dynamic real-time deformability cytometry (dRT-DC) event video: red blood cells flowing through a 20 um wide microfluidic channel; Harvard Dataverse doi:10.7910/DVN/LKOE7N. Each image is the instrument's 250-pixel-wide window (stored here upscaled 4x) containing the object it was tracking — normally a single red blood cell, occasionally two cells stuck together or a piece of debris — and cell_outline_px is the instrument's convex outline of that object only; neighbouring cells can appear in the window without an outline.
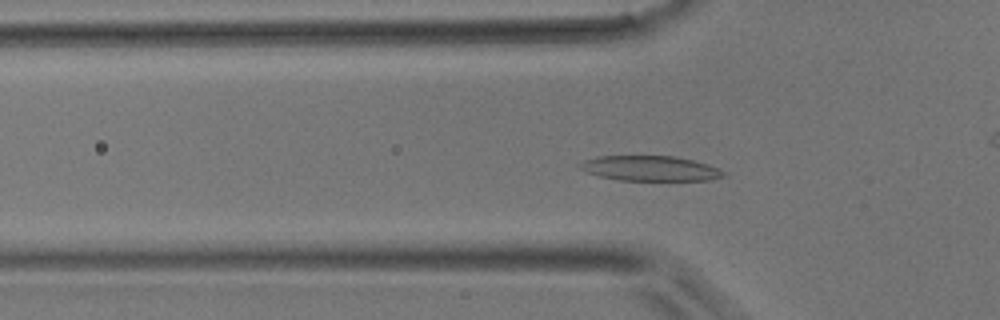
{"species": "common noctule bat (a hibernating species)", "species_latin": "Nyctalus noctula", "temperature_condition": "room temperature", "stored_images_in_passage": 51, "camera_frame_rate_fps": 3000, "um_per_image_px": 0.085, "animal": {"sex": "male", "body_mass_g": 17.9}, "frame": {"image": 1, "passage_image": 16, "time_ms": 5.0, "image_size_px": [1000, 320], "cell_outline_px": [[728, 176], [708, 180], [620, 180], [600, 176], [584, 172], [576, 164], [584, 160], [596, 156], [676, 156], [708, 164], [724, 172]], "centroid_in_image_um": [55.22, 14.31], "position_along_channel_um": 70.6, "area_um2": 21.04}}
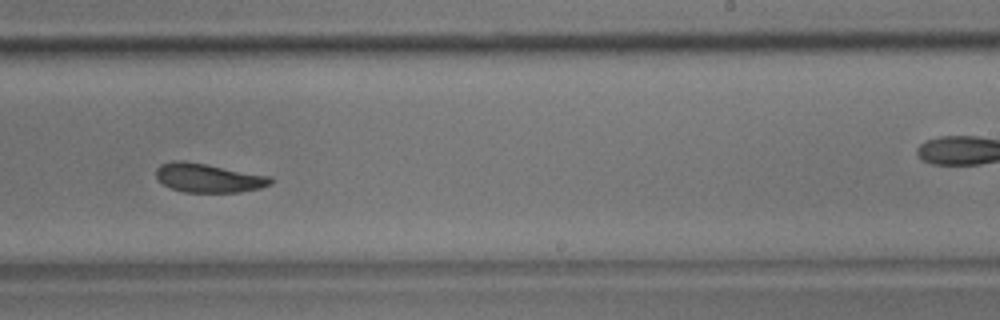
{"frame": {"image": 2, "passage_image": 31, "time_ms": 10.0, "image_size_px": [1000, 320], "cell_outline_px": [[272, 184], [260, 188], [240, 192], [184, 192], [172, 188], [164, 184], [156, 176], [156, 168], [160, 164], [172, 160], [184, 160], [272, 176]], "centroid_in_image_um": [17.73, 15.11], "position_along_channel_um": 271.3, "area_um2": 19.36}}
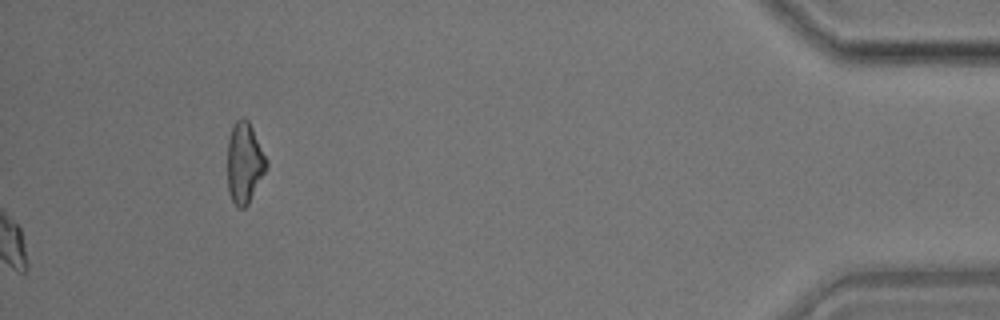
{"frame": {"image": 3, "passage_image": 51, "time_ms": 16.667, "image_size_px": [1000, 320], "cell_outline_px": [[268, 168], [248, 204], [244, 208], [240, 208], [232, 200], [228, 192], [228, 140], [232, 128], [236, 120], [244, 116], [248, 120], [268, 160]], "centroid_in_image_um": [20.8, 13.84], "position_along_channel_um": 414.4, "area_um2": 18.38}}